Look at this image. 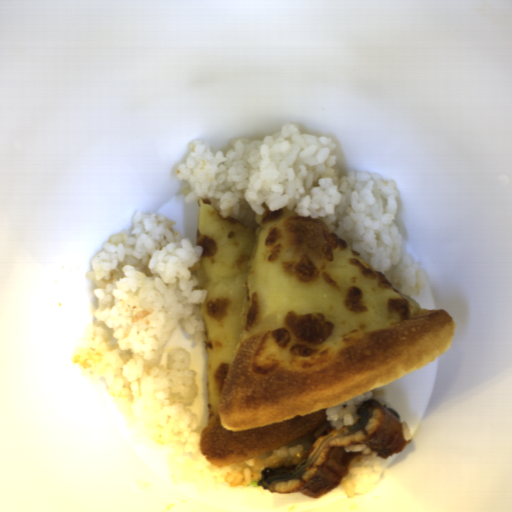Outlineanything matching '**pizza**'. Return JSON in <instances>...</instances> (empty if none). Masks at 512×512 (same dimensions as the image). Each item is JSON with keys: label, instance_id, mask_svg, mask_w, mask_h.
Segmentation results:
<instances>
[{"label": "pizza", "instance_id": "dd6c1bee", "mask_svg": "<svg viewBox=\"0 0 512 512\" xmlns=\"http://www.w3.org/2000/svg\"><path fill=\"white\" fill-rule=\"evenodd\" d=\"M261 206L247 227L198 204L202 255L189 268L207 292L198 452L218 468L323 427L326 409L431 363L456 330L323 221Z\"/></svg>", "mask_w": 512, "mask_h": 512}]
</instances>
